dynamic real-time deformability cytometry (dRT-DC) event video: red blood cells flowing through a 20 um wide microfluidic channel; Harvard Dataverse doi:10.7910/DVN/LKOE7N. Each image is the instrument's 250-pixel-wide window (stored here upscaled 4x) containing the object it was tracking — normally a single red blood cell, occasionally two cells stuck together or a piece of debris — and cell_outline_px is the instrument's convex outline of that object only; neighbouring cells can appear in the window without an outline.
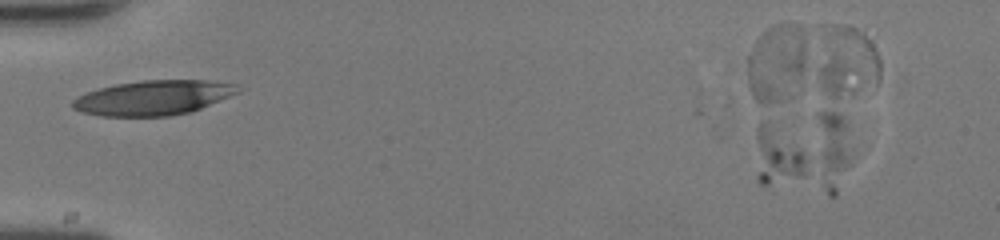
{"species": "human", "species_latin": "Homo sapiens", "temperature_condition": "room temperature", "stored_images_in_passage": 5, "segment_of_instrument_passage": [1, 3], "camera_frame_rate_fps": 3000, "um_per_image_px": 0.085, "donor": {"sex": "female"}, "frame": {"image": 1, "passage_image": 1, "time_ms": 0.0, "image_size_px": [1000, 240], "cell_outline_px": [[808, 172], [804, 176], [768, 184], [760, 184], [756, 176], [756, 136], [760, 124], [764, 120], [768, 120], [800, 148], [808, 156]], "centroid_in_image_um": [66.12, 13.27], "position_along_channel_um": 18.9, "area_um2": 17.17}}